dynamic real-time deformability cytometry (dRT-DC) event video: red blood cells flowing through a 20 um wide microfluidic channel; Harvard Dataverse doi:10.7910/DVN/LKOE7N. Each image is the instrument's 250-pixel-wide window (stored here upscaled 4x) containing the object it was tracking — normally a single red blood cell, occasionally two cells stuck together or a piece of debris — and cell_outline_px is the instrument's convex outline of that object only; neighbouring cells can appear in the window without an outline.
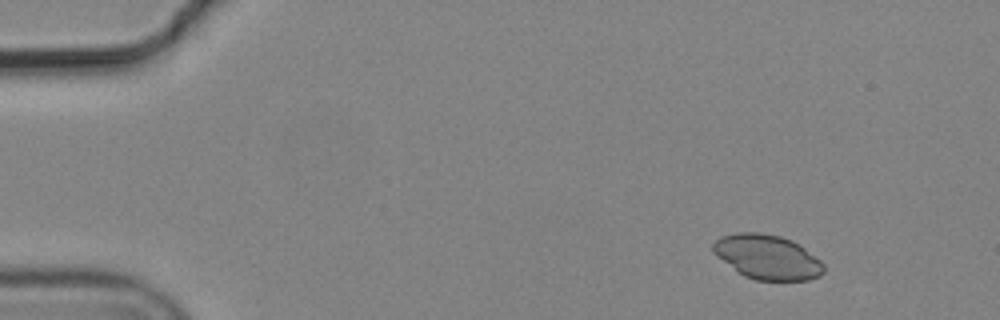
{"species": "common noctule bat (a hibernating species)", "species_latin": "Nyctalus noctula", "temperature_condition": "cold", "stored_images_in_passage": 3, "camera_frame_rate_fps": 3000, "um_per_image_px": 0.085, "animal": {"sex": "male", "body_mass_g": 19.2, "forearm_length_mm": 51.8}, "frame": {"image": 1, "passage_image": 1, "time_ms": 0.0, "image_size_px": [1000, 320], "cell_outline_px": [[824, 272], [820, 276], [808, 280], [756, 280], [744, 276], [716, 256], [712, 252], [712, 244], [720, 236], [736, 232], [760, 232], [780, 236], [792, 240], [804, 248], [820, 260], [824, 264]], "centroid_in_image_um": [65.2, 21.84], "position_along_channel_um": 19.8, "area_um2": 28.78}}